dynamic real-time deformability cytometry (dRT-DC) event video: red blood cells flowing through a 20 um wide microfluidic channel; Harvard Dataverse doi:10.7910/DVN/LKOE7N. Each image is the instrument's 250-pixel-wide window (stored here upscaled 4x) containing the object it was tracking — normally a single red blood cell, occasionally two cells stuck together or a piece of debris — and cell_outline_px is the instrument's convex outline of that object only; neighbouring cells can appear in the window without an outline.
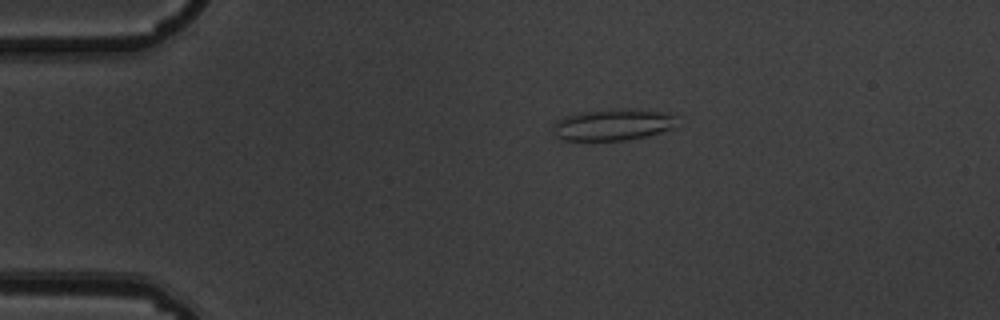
{"species": "common noctule bat (a hibernating species)", "species_latin": "Nyctalus noctula", "temperature_condition": "warm", "stored_images_in_passage": 6, "camera_frame_rate_fps": 3000, "um_per_image_px": 0.085, "animal": {"sex": "male", "body_mass_g": 19.5, "forearm_length_mm": 54.6}, "frame": {"image": 1, "passage_image": 3, "time_ms": 0.667, "image_size_px": [1000, 320], "cell_outline_px": [[676, 116], [672, 128], [660, 132], [644, 136], [624, 140], [564, 140], [556, 136], [552, 128], [552, 124], [556, 120], [576, 112], [628, 108], [672, 112]], "centroid_in_image_um": [52.08, 10.57], "position_along_channel_um": 32.9, "area_um2": 22.83}}
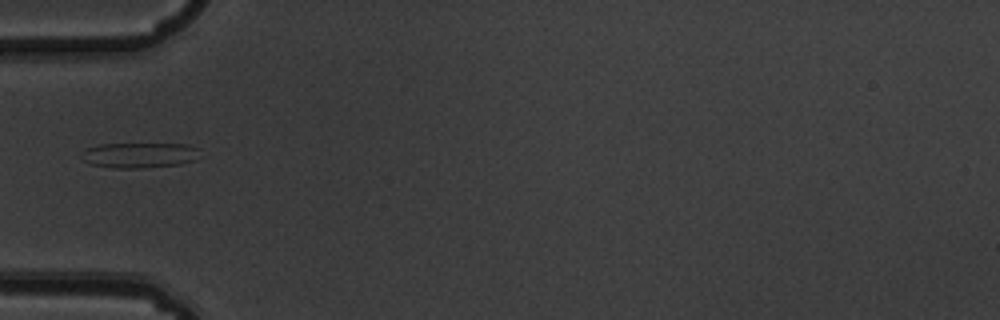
{"frame": {"image": 2, "passage_image": 5, "time_ms": 1.333, "image_size_px": [1000, 320], "cell_outline_px": [[200, 148], [192, 160], [180, 164], [140, 168], [112, 168], [88, 164], [84, 160], [84, 148], [100, 144], [188, 144]], "centroid_in_image_um": [11.81, 13.18], "position_along_channel_um": 73.2, "area_um2": 17.28}}
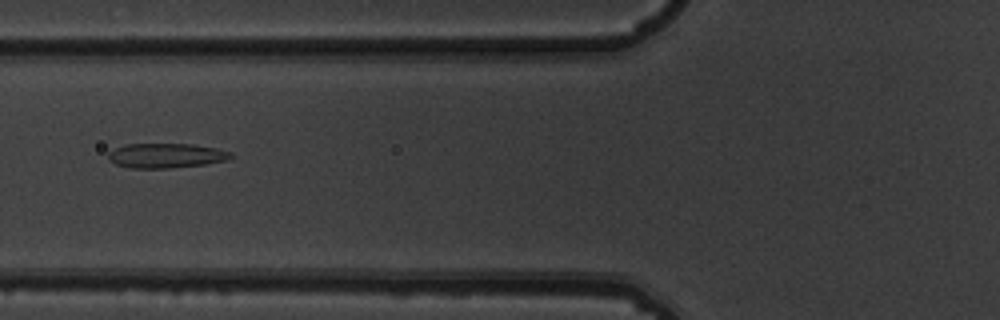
{"frame": {"image": 3, "passage_image": 6, "time_ms": 1.667, "image_size_px": [1000, 320], "cell_outline_px": [[232, 156], [228, 160], [204, 164], [168, 168], [132, 168], [116, 164], [108, 160], [108, 152], [124, 144], [192, 144], [216, 148], [232, 152]], "centroid_in_image_um": [14.1, 13.22], "position_along_channel_um": 111.7, "area_um2": 17.57}}